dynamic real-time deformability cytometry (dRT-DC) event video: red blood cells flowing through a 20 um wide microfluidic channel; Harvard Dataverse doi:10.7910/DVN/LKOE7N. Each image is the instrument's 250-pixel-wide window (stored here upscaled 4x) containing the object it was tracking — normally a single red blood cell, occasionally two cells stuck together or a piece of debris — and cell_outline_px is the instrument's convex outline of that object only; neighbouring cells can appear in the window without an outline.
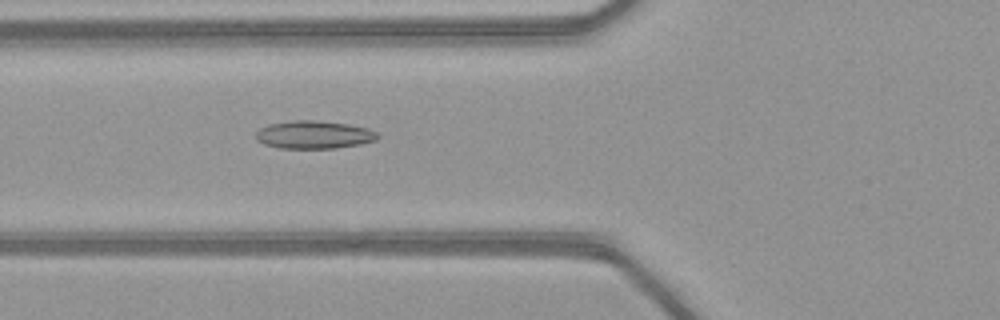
{"species": "common noctule bat (a hibernating species)", "species_latin": "Nyctalus noctula", "temperature_condition": "warm", "stored_images_in_passage": 39, "camera_frame_rate_fps": 3000, "um_per_image_px": 0.085, "animal": {"sex": "female", "body_mass_g": 21.9}, "frame": {"image": 1, "passage_image": 8, "time_ms": 2.333, "image_size_px": [1000, 320], "cell_outline_px": [[380, 136], [376, 140], [360, 144], [336, 148], [280, 148], [264, 144], [256, 140], [256, 132], [260, 128], [268, 124], [292, 120], [312, 120], [348, 124], [368, 128], [376, 132]], "centroid_in_image_um": [26.67, 11.45], "position_along_channel_um": 99.1, "area_um2": 19.83}}
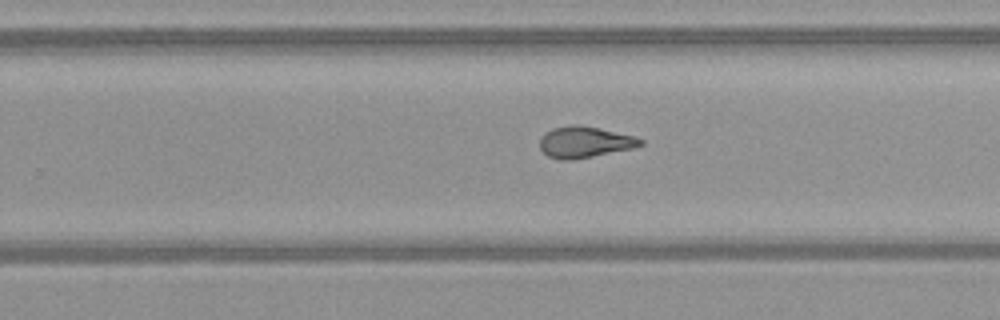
{"frame": {"image": 2, "passage_image": 21, "time_ms": 6.667, "image_size_px": [1000, 320], "cell_outline_px": [[644, 144], [632, 148], [572, 160], [560, 160], [548, 156], [540, 148], [540, 136], [544, 132], [552, 128], [572, 124], [576, 124], [636, 136], [644, 140]], "centroid_in_image_um": [49.67, 12.07], "position_along_channel_um": 280.1, "area_um2": 18.26}}
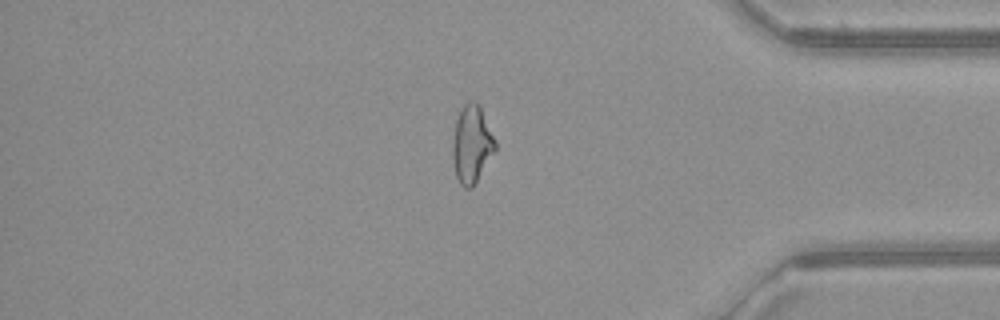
{"frame": {"image": 3, "passage_image": 31, "time_ms": 10.0, "image_size_px": [1000, 320], "cell_outline_px": [[496, 148], [472, 188], [464, 188], [460, 184], [456, 176], [452, 156], [452, 144], [456, 120], [464, 104], [468, 100], [476, 100], [480, 104], [496, 140]], "centroid_in_image_um": [40.1, 12.22], "position_along_channel_um": 395.1, "area_um2": 19.31}, "authors_computed_cell_mechanics": {"area_um2": 18.9006, "velocity_mm_per_s": 4.1679, "shape_relaxation_time_tau1_ms": null, "shape_relaxation_time_tau2_ms": 2.1027, "deformation_change_tau1": null, "deformation_change_tau2": 0.0928}}